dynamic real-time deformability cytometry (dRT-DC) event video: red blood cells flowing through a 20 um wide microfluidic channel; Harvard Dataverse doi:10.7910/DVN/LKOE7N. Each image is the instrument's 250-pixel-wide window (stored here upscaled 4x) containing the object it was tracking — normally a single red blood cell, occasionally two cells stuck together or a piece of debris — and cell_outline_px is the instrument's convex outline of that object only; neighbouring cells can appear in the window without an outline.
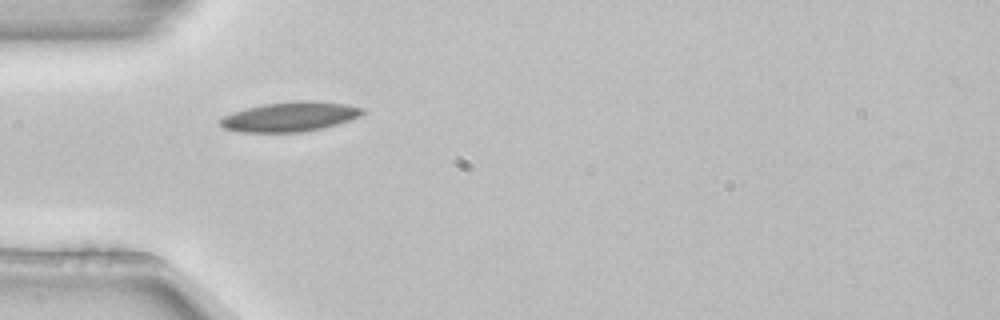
{"species": "common noctule bat (a hibernating species)", "species_latin": "Nyctalus noctula", "temperature_condition": "room temperature", "stored_images_in_passage": 6, "camera_frame_rate_fps": 3000, "um_per_image_px": 0.085, "animal": {"sex": "female", "body_mass_g": 22.7, "forearm_length_mm": 54.2}, "frame": {"image": 1, "passage_image": 4, "time_ms": 1.0, "image_size_px": [1000, 320], "cell_outline_px": [[368, 112], [360, 116], [324, 128], [300, 132], [240, 132], [224, 128], [216, 120], [220, 116], [232, 112], [264, 104], [296, 100], [316, 100], [344, 104], [364, 108]], "centroid_in_image_um": [24.63, 9.91], "position_along_channel_um": 60.4, "area_um2": 24.85}}